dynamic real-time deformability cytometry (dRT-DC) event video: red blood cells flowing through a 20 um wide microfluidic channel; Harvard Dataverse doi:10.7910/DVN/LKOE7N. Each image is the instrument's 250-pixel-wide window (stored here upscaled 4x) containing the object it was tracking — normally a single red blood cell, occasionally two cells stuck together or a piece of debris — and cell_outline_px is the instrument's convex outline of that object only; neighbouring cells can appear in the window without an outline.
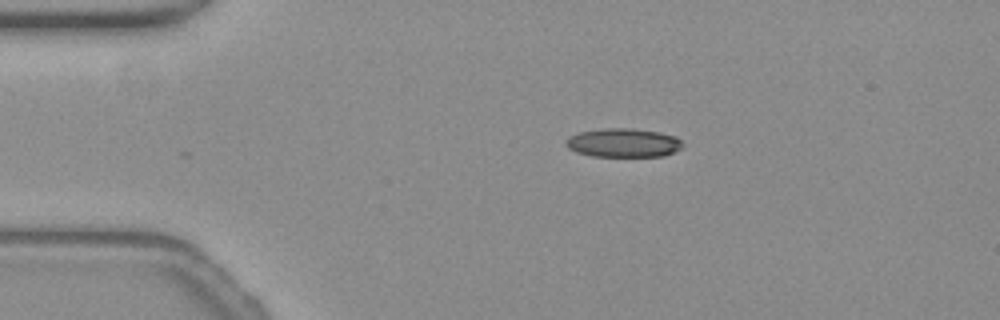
{"species": "common noctule bat (a hibernating species)", "species_latin": "Nyctalus noctula", "temperature_condition": "warm", "stored_images_in_passage": 14, "camera_frame_rate_fps": 3000, "um_per_image_px": 0.085, "animal": {"sex": "female", "body_mass_g": 19.3, "forearm_length_mm": 54.1}, "frame": {"image": 1, "passage_image": 1, "time_ms": 0.0, "image_size_px": [1000, 320], "cell_outline_px": [[684, 144], [680, 148], [664, 156], [592, 156], [576, 152], [568, 148], [564, 144], [572, 136], [580, 132], [608, 128], [628, 128], [656, 132], [676, 136]], "centroid_in_image_um": [52.99, 12.15], "position_along_channel_um": 32.0, "area_um2": 19.25}}
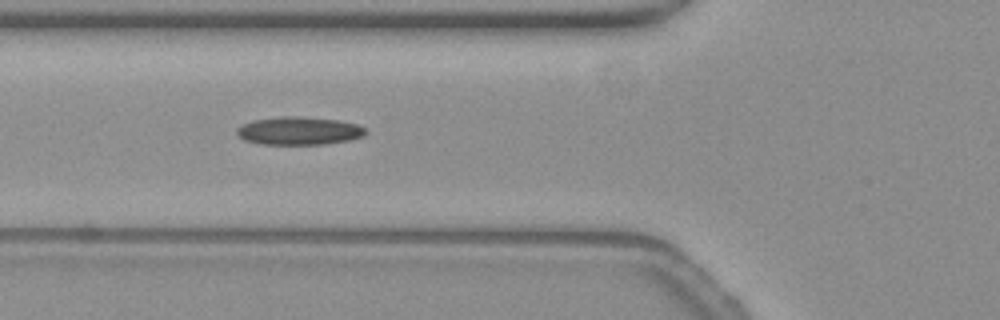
{"frame": {"image": 2, "passage_image": 10, "time_ms": 3.0, "image_size_px": [1000, 320], "cell_outline_px": [[368, 132], [364, 136], [348, 140], [324, 144], [260, 144], [244, 140], [236, 132], [236, 128], [252, 120], [280, 116], [296, 116], [340, 120], [356, 124], [364, 128]], "centroid_in_image_um": [25.41, 11.11], "position_along_channel_um": 100.4, "area_um2": 21.04}}
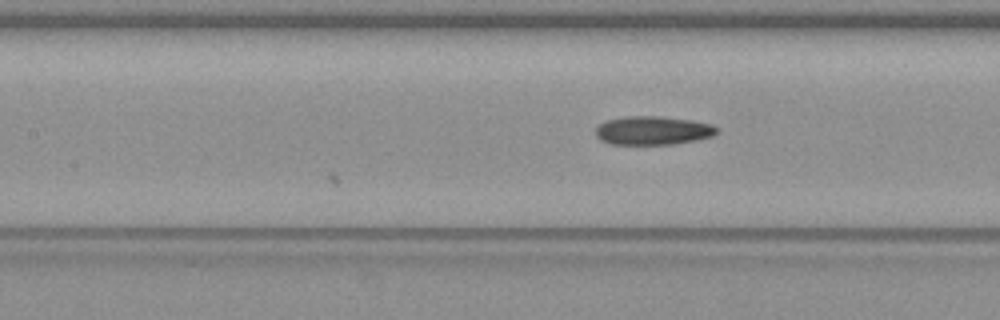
{"frame": {"image": 3, "passage_image": 14, "time_ms": 4.333, "image_size_px": [1000, 320], "cell_outline_px": [[716, 132], [712, 136], [696, 140], [672, 144], [612, 144], [600, 140], [596, 136], [596, 128], [600, 124], [608, 120], [628, 116], [660, 116], [692, 120], [712, 124], [716, 128]], "centroid_in_image_um": [55.48, 11.09], "position_along_channel_um": 151.9, "area_um2": 20.06}}